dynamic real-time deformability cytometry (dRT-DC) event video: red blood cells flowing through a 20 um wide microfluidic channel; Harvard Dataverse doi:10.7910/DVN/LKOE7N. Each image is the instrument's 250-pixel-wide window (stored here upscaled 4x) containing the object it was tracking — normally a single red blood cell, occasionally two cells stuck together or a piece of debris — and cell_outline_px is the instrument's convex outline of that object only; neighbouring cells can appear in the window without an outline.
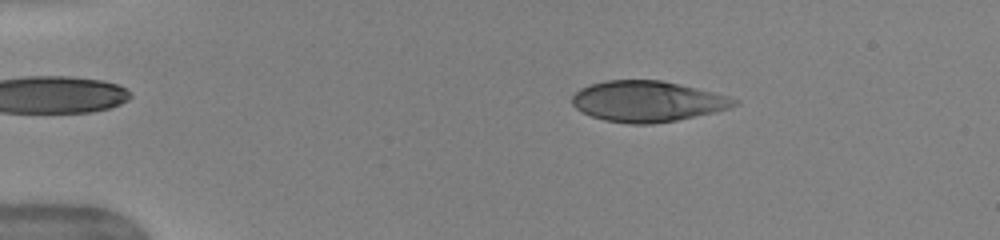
{"species": "human", "species_latin": "Homo sapiens", "temperature_condition": "warm", "stored_images_in_passage": 49, "camera_frame_rate_fps": 3000, "um_per_image_px": 0.085, "donor": {"sex": "female"}, "frame": {"image": 1, "passage_image": 8, "time_ms": 2.333, "image_size_px": [1000, 240], "cell_outline_px": [[740, 104], [728, 108], [712, 112], [676, 120], [652, 124], [628, 124], [604, 120], [592, 116], [576, 108], [572, 104], [572, 96], [580, 88], [604, 80], [660, 80], [712, 92], [728, 96], [740, 100]], "centroid_in_image_um": [55.01, 8.62], "position_along_channel_um": 30.0, "area_um2": 38.21}}
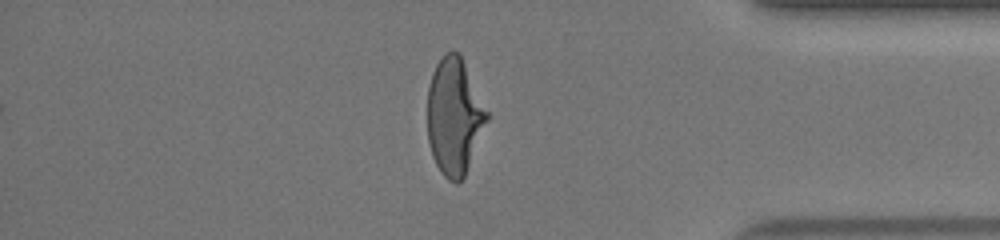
{"frame": {"image": 2, "passage_image": 42, "time_ms": 13.667, "image_size_px": [1000, 240], "cell_outline_px": [[488, 120], [464, 176], [456, 184], [448, 180], [440, 172], [432, 156], [428, 140], [428, 84], [432, 72], [436, 64], [448, 52], [456, 52], [460, 56], [488, 112]], "centroid_in_image_um": [38.59, 9.94], "position_along_channel_um": 396.6, "area_um2": 39.71}}
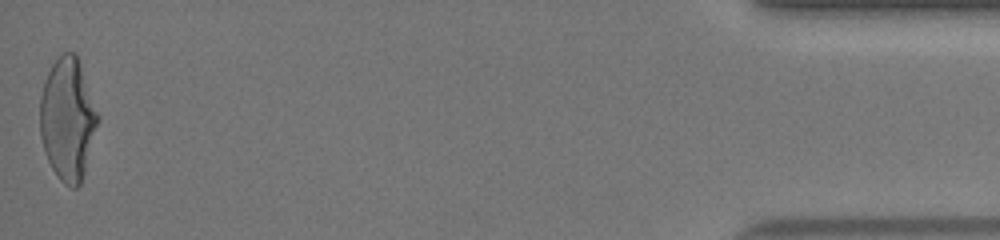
{"frame": {"image": 3, "passage_image": 49, "time_ms": 16.0, "image_size_px": [1000, 240], "cell_outline_px": [[100, 120], [84, 172], [80, 184], [76, 188], [72, 188], [64, 184], [60, 180], [52, 168], [44, 152], [40, 136], [40, 96], [44, 80], [52, 64], [60, 52], [76, 52], [100, 116]], "centroid_in_image_um": [5.76, 10.1], "position_along_channel_um": 429.4, "area_um2": 41.67}, "authors_computed_cell_mechanics": {"area_um2": 40.4022, "velocity_mm_per_s": 4.007, "shape_relaxation_time_tau1_ms": 5.0825, "shape_relaxation_time_tau2_ms": null, "deformation_change_tau1": 0.2198, "deformation_change_tau2": null}}